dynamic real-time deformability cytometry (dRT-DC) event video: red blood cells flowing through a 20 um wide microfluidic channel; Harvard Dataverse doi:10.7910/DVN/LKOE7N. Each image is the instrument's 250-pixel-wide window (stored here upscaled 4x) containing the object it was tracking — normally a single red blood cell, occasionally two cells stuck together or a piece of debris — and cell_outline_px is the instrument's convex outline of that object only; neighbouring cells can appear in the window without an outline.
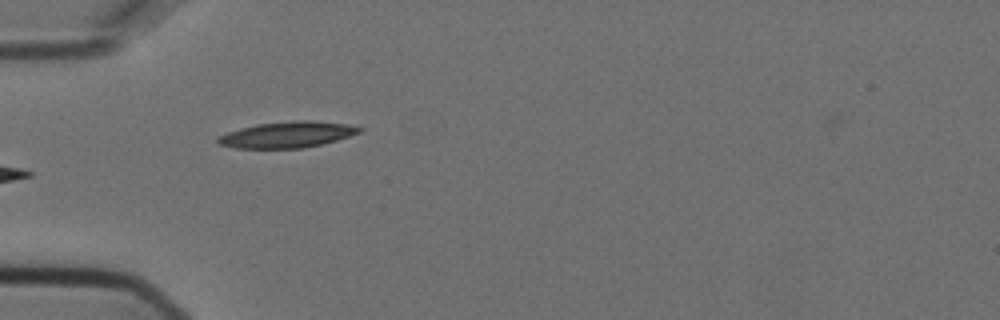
{"species": "Egyptian fruit bat (a non-hibernating species)", "species_latin": "Rousettus aegyptiacus", "temperature_condition": "cold", "stored_images_in_passage": 5, "camera_frame_rate_fps": 3000, "um_per_image_px": 0.085, "animal": {"sex": "female"}, "frame": {"image": 1, "passage_image": 5, "time_ms": 1.333, "image_size_px": [1000, 320], "cell_outline_px": [[364, 128], [360, 132], [336, 140], [304, 148], [236, 148], [220, 144], [216, 140], [220, 136], [228, 132], [256, 124], [296, 120], [308, 120], [348, 124]], "centroid_in_image_um": [24.43, 11.44], "position_along_channel_um": 60.6, "area_um2": 21.21}}